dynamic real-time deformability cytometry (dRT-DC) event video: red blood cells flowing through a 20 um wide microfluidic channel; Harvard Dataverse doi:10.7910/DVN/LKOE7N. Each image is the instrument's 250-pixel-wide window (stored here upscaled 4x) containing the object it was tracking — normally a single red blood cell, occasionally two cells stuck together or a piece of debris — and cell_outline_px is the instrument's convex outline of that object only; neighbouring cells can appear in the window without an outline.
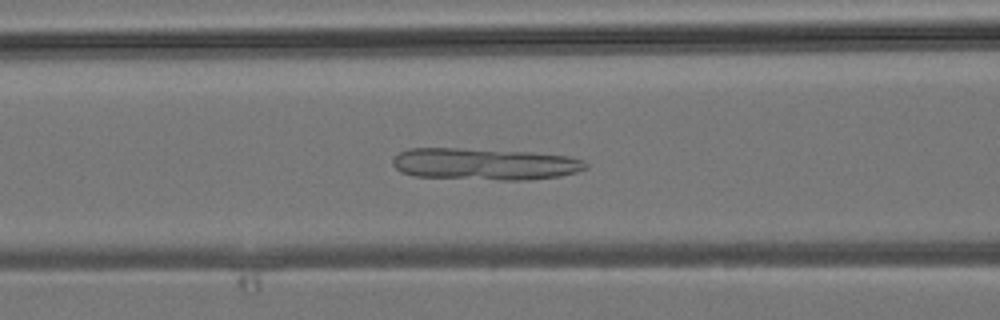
{"species": "common noctule bat (a hibernating species)", "species_latin": "Nyctalus noctula", "temperature_condition": "room temperature", "stored_images_in_passage": 41, "camera_frame_rate_fps": 3000, "um_per_image_px": 0.085, "animal": {"sex": "male", "body_mass_g": 19.2, "forearm_length_mm": 51.8}, "frame": {"image": 1, "passage_image": 16, "time_ms": 5.0, "image_size_px": [1000, 320], "cell_outline_px": [[588, 168], [576, 172], [560, 176], [528, 180], [500, 180], [412, 176], [400, 172], [392, 164], [392, 160], [400, 152], [408, 148], [460, 148], [532, 152], [568, 156], [584, 160], [588, 164]], "centroid_in_image_um": [41.2, 13.94], "position_along_channel_um": 125.4, "area_um2": 36.07}}
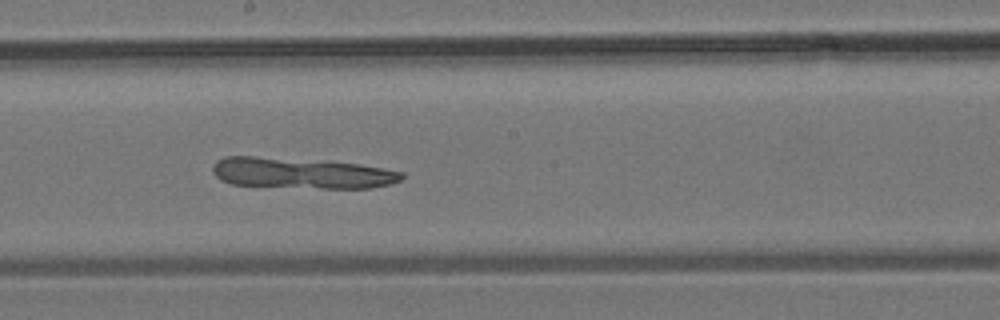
{"frame": {"image": 2, "passage_image": 22, "time_ms": 7.0, "image_size_px": [1000, 320], "cell_outline_px": [[404, 176], [400, 180], [388, 184], [368, 188], [320, 188], [232, 184], [220, 180], [212, 172], [212, 164], [216, 160], [224, 156], [252, 156], [360, 164], [384, 168], [404, 172]], "centroid_in_image_um": [25.58, 14.71], "position_along_channel_um": 222.6, "area_um2": 33.64}}
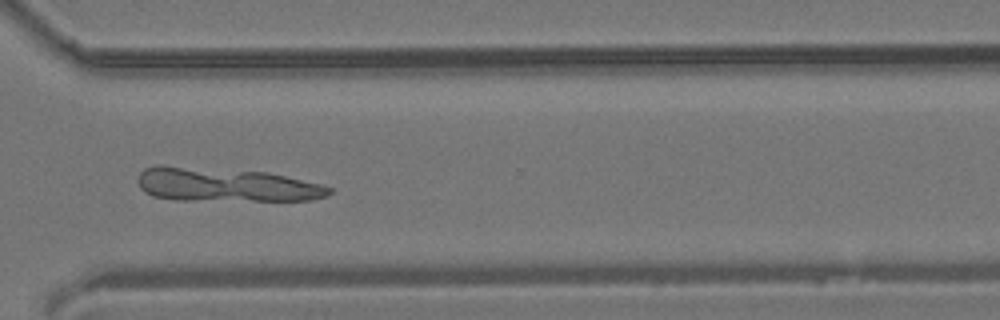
{"frame": {"image": 3, "passage_image": 30, "time_ms": 9.667, "image_size_px": [1000, 320], "cell_outline_px": [[332, 192], [328, 196], [312, 200], [176, 200], [152, 196], [144, 192], [140, 188], [136, 180], [136, 176], [144, 168], [156, 164], [160, 164], [268, 172], [320, 184], [332, 188]], "centroid_in_image_um": [19.1, 15.69], "position_along_channel_um": 351.5, "area_um2": 38.21}}